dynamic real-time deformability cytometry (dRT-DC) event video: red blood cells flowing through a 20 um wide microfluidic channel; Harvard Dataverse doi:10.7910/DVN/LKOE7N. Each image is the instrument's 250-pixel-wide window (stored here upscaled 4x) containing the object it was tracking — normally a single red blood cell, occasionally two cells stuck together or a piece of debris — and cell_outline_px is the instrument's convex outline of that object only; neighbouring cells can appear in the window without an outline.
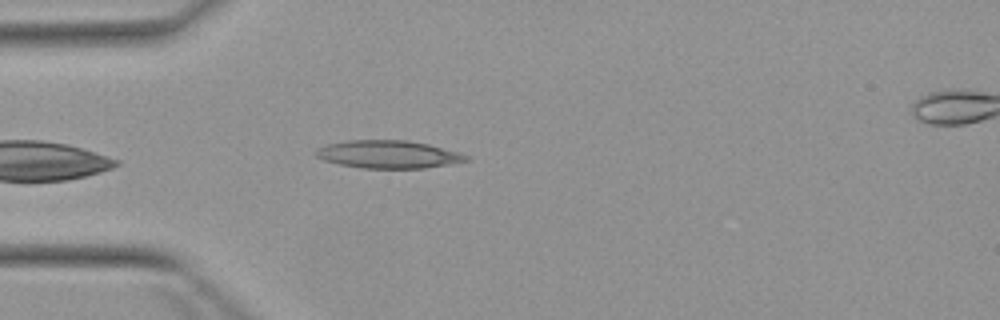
{"species": "Egyptian fruit bat (a non-hibernating species)", "species_latin": "Rousettus aegyptiacus", "temperature_condition": "warm", "stored_images_in_passage": 5, "camera_frame_rate_fps": 3000, "um_per_image_px": 0.085, "animal": {"sex": "female"}, "frame": {"image": 1, "passage_image": 4, "time_ms": 3.667, "image_size_px": [1000, 320], "cell_outline_px": [[472, 160], [424, 168], [364, 168], [340, 164], [324, 160], [316, 156], [316, 148], [328, 144], [348, 140], [408, 140], [428, 144], [460, 152], [472, 156]], "centroid_in_image_um": [33.07, 13.11], "position_along_channel_um": 51.9, "area_um2": 24.39}}